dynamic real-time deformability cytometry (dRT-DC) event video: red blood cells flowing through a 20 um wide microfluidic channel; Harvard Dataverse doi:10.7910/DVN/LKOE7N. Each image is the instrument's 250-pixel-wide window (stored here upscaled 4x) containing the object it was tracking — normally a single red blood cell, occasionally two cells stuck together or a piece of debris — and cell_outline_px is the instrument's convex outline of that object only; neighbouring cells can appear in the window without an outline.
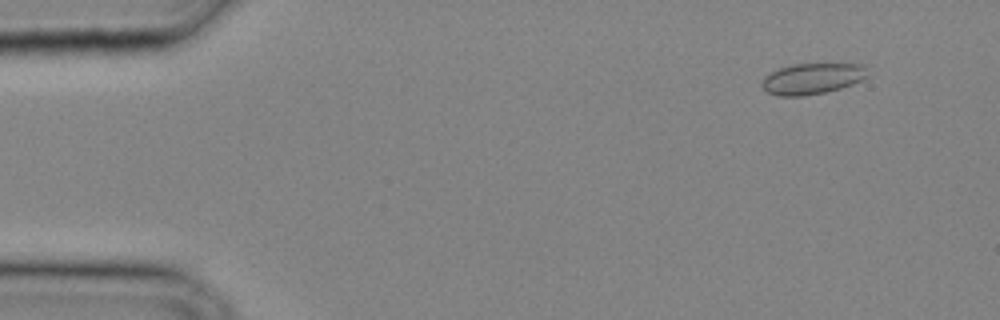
{"species": "common noctule bat (a hibernating species)", "species_latin": "Nyctalus noctula", "temperature_condition": "cold", "stored_images_in_passage": 30, "camera_frame_rate_fps": 3000, "um_per_image_px": 0.085, "animal": {"sex": "male", "body_mass_g": 20.4}, "frame": {"image": 1, "passage_image": 3, "time_ms": 0.667, "image_size_px": [1000, 320], "cell_outline_px": [[868, 76], [864, 80], [840, 88], [824, 92], [804, 96], [780, 96], [768, 92], [760, 84], [764, 76], [780, 68], [792, 64], [864, 64]], "centroid_in_image_um": [69.05, 6.68], "position_along_channel_um": 16.0, "area_um2": 19.02}}
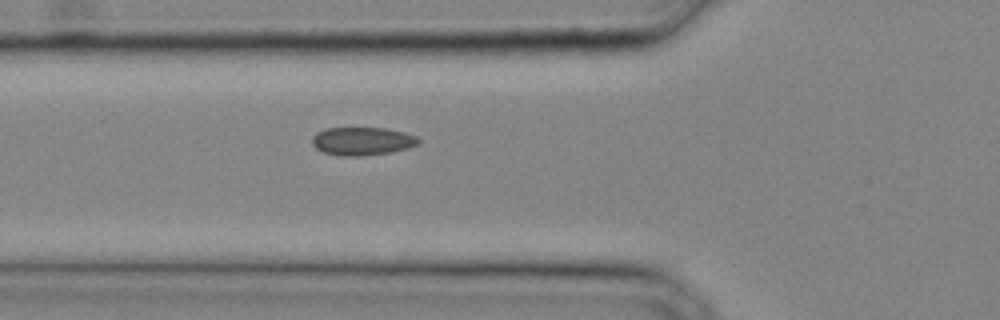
{"frame": {"image": 2, "passage_image": 12, "time_ms": 3.667, "image_size_px": [1000, 320], "cell_outline_px": [[420, 140], [416, 144], [408, 148], [392, 152], [364, 156], [336, 156], [324, 152], [316, 148], [312, 144], [312, 136], [316, 132], [324, 128], [384, 128], [404, 132], [416, 136]], "centroid_in_image_um": [30.75, 12.0], "position_along_channel_um": 95.0, "area_um2": 17.57}}
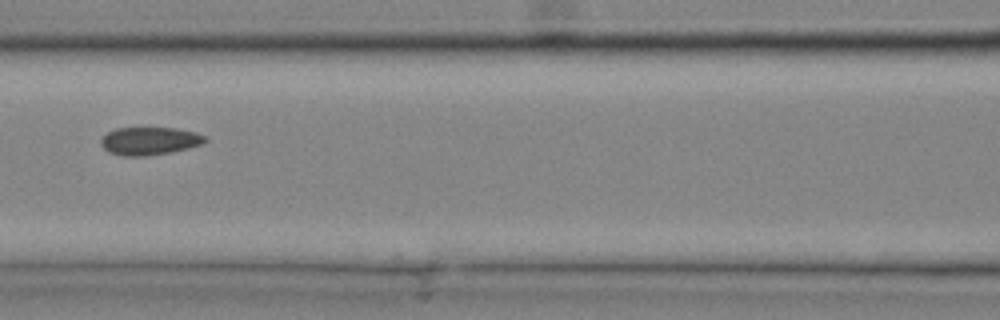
{"frame": {"image": 3, "passage_image": 15, "time_ms": 4.667, "image_size_px": [1000, 320], "cell_outline_px": [[208, 140], [204, 144], [172, 152], [144, 156], [120, 156], [108, 152], [100, 144], [100, 140], [108, 132], [116, 128], [176, 128], [196, 132], [204, 136]], "centroid_in_image_um": [12.72, 11.99], "position_along_channel_um": 153.9, "area_um2": 17.05}}